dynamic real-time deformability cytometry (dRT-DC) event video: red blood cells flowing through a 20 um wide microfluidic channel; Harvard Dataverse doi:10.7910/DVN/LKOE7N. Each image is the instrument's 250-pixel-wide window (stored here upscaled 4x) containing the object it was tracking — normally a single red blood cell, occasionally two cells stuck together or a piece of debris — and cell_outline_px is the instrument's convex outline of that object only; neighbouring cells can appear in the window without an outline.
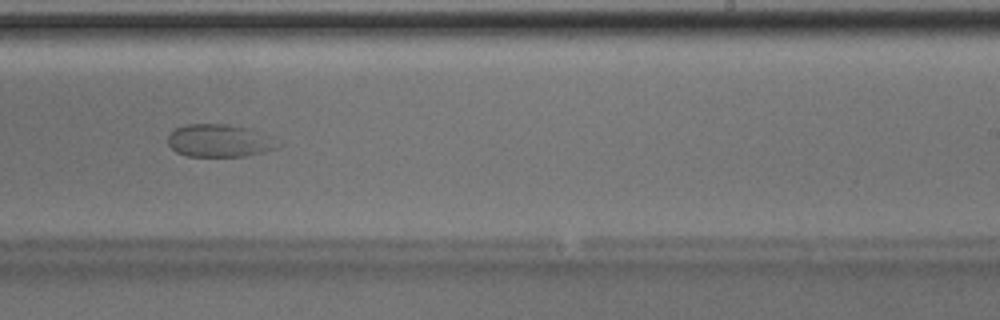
{"species": "Egyptian fruit bat (a non-hibernating species)", "species_latin": "Rousettus aegyptiacus", "temperature_condition": "room temperature", "stored_images_in_passage": 44, "camera_frame_rate_fps": 3000, "um_per_image_px": 0.085, "animal": {"sex": "male"}, "frame": {"image": 1, "passage_image": 25, "time_ms": 8.0, "image_size_px": [1000, 320], "cell_outline_px": [[276, 148], [264, 152], [248, 156], [188, 156], [176, 152], [168, 144], [168, 136], [176, 128], [188, 124], [228, 124], [244, 128]], "centroid_in_image_um": [18.38, 11.98], "position_along_channel_um": 270.6, "area_um2": 19.48}}
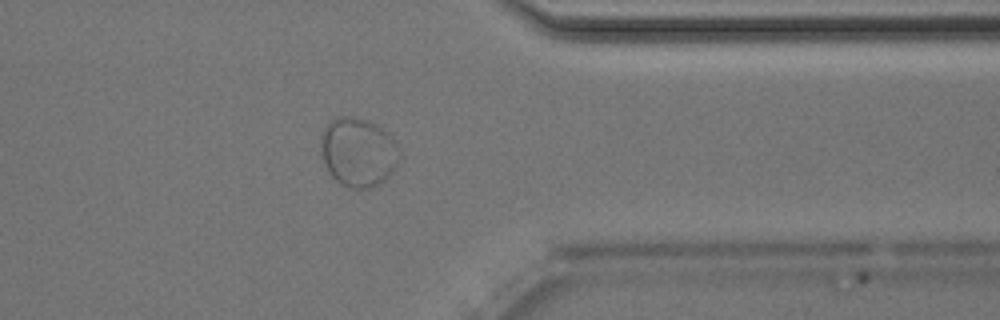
{"frame": {"image": 2, "passage_image": 34, "time_ms": 11.0, "image_size_px": [1000, 320], "cell_outline_px": [[400, 156], [396, 168], [380, 184], [372, 188], [352, 188], [340, 184], [332, 176], [320, 152], [320, 136], [324, 128], [332, 120], [340, 116], [352, 116], [364, 120], [388, 132], [392, 136], [400, 148]], "centroid_in_image_um": [30.46, 12.94], "position_along_channel_um": 380.9, "area_um2": 31.67}}
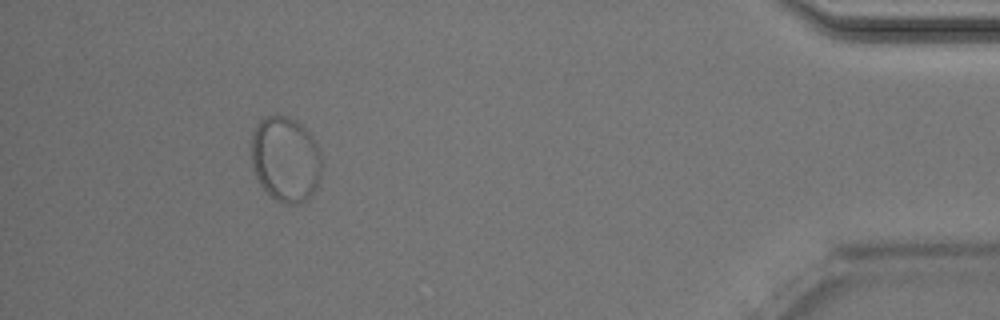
{"frame": {"image": 3, "passage_image": 40, "time_ms": 13.0, "image_size_px": [1000, 320], "cell_outline_px": [[320, 180], [316, 192], [304, 204], [280, 204], [260, 184], [256, 176], [252, 164], [252, 132], [256, 124], [264, 116], [288, 116], [296, 120], [312, 136], [320, 152]], "centroid_in_image_um": [24.28, 13.57], "position_along_channel_um": 410.9, "area_um2": 35.37}}